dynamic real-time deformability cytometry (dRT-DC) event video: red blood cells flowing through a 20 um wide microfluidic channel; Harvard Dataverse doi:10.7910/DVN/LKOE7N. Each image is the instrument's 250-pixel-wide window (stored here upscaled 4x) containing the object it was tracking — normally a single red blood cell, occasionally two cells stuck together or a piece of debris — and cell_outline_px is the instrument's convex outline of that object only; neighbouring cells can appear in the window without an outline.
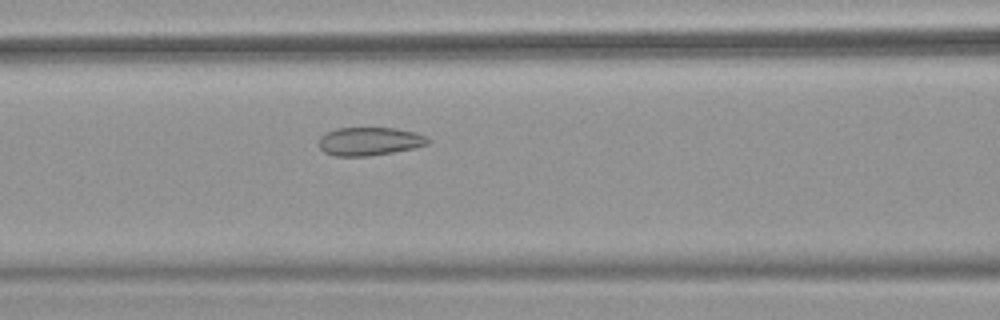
{"species": "common noctule bat (a hibernating species)", "species_latin": "Nyctalus noctula", "temperature_condition": "warm", "stored_images_in_passage": 51, "camera_frame_rate_fps": 3000, "um_per_image_px": 0.085, "animal": {"sex": "female", "body_mass_g": 18.4}, "frame": {"image": 1, "passage_image": 22, "time_ms": 7.0, "image_size_px": [1000, 320], "cell_outline_px": [[428, 144], [412, 148], [392, 152], [368, 156], [336, 156], [324, 152], [320, 148], [320, 136], [336, 128], [396, 128], [416, 132], [424, 136], [428, 140]], "centroid_in_image_um": [31.39, 12.01], "position_along_channel_um": 135.2, "area_um2": 17.74}}
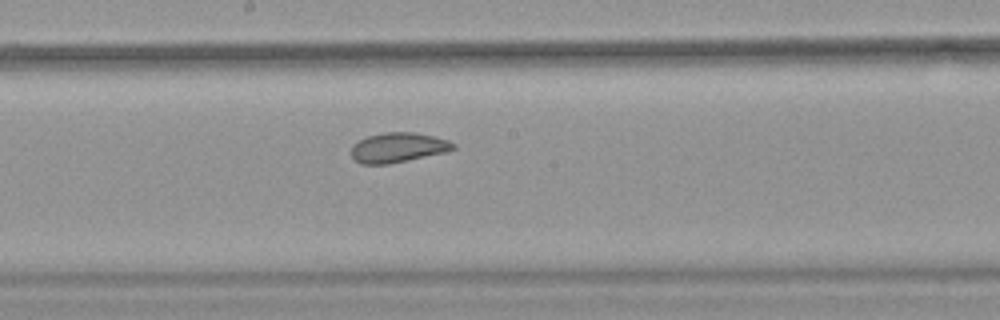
{"frame": {"image": 2, "passage_image": 28, "time_ms": 9.0, "image_size_px": [1000, 320], "cell_outline_px": [[456, 148], [444, 152], [388, 164], [360, 164], [352, 156], [352, 144], [368, 136], [384, 132], [416, 132], [448, 140], [456, 144]], "centroid_in_image_um": [33.82, 12.53], "position_along_channel_um": 214.4, "area_um2": 17.51}}
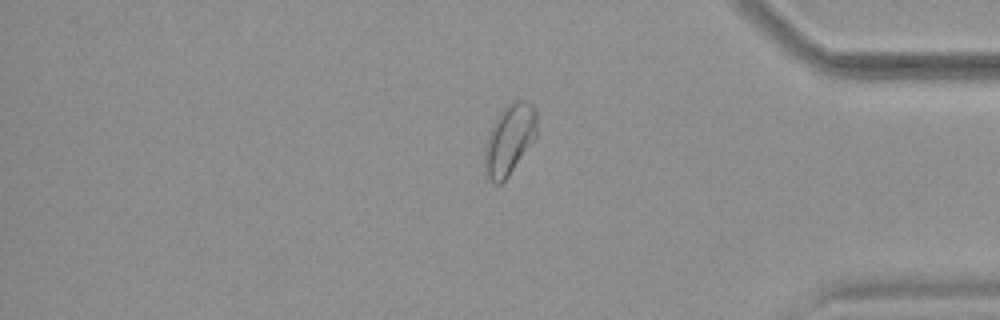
{"frame": {"image": 3, "passage_image": 43, "time_ms": 14.0, "image_size_px": [1000, 320], "cell_outline_px": [[536, 136], [508, 176], [500, 184], [496, 184], [484, 172], [484, 148], [488, 132], [492, 124], [500, 112], [512, 100], [528, 100], [536, 108]], "centroid_in_image_um": [43.28, 11.82], "position_along_channel_um": 391.9, "area_um2": 21.39}, "authors_computed_cell_mechanics": {"area_um2": 21.386, "velocity_mm_per_s": 3.9752, "shape_relaxation_time_tau1_ms": null, "shape_relaxation_time_tau2_ms": 1.4818, "deformation_change_tau1": null, "deformation_change_tau2": 0.0591}}